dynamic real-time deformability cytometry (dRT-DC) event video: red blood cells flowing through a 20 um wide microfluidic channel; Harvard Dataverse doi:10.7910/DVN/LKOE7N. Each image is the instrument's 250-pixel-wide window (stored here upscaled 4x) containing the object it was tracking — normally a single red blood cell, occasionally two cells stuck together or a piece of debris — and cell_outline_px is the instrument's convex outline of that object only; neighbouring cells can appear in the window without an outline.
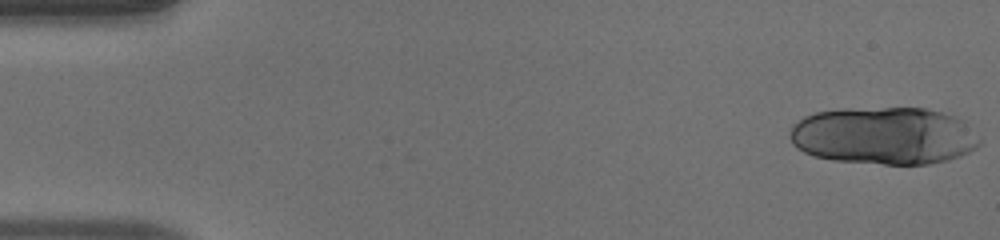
{"species": "human", "species_latin": "Homo sapiens", "temperature_condition": "warm", "stored_images_in_passage": 38, "segment_of_instrument_passage": [1, 2], "camera_frame_rate_fps": 3000, "um_per_image_px": 0.085, "donor": {"sex": "male"}, "frame": {"image": 1, "passage_image": 1, "time_ms": 0.0, "image_size_px": [1000, 240], "cell_outline_px": [[980, 144], [976, 148], [960, 156], [948, 160], [928, 164], [884, 164], [832, 160], [812, 156], [796, 148], [792, 144], [788, 136], [788, 132], [792, 124], [804, 116], [816, 112], [840, 108], [924, 108], [956, 116], [964, 120], [980, 140]], "centroid_in_image_um": [75.09, 11.53], "position_along_channel_um": 9.9, "area_um2": 64.22}}